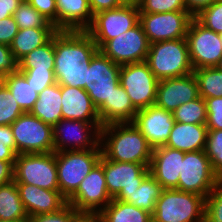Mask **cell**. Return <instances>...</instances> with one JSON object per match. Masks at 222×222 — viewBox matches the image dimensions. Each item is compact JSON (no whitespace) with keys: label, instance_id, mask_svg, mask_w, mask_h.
Returning <instances> with one entry per match:
<instances>
[{"label":"cell","instance_id":"cell-11","mask_svg":"<svg viewBox=\"0 0 222 222\" xmlns=\"http://www.w3.org/2000/svg\"><path fill=\"white\" fill-rule=\"evenodd\" d=\"M119 80L137 110L155 105L159 80L146 62L121 65Z\"/></svg>","mask_w":222,"mask_h":222},{"label":"cell","instance_id":"cell-32","mask_svg":"<svg viewBox=\"0 0 222 222\" xmlns=\"http://www.w3.org/2000/svg\"><path fill=\"white\" fill-rule=\"evenodd\" d=\"M199 89V96L222 97V70L217 67H203L193 70Z\"/></svg>","mask_w":222,"mask_h":222},{"label":"cell","instance_id":"cell-24","mask_svg":"<svg viewBox=\"0 0 222 222\" xmlns=\"http://www.w3.org/2000/svg\"><path fill=\"white\" fill-rule=\"evenodd\" d=\"M207 131L206 124L175 122L165 146L185 153L204 150Z\"/></svg>","mask_w":222,"mask_h":222},{"label":"cell","instance_id":"cell-41","mask_svg":"<svg viewBox=\"0 0 222 222\" xmlns=\"http://www.w3.org/2000/svg\"><path fill=\"white\" fill-rule=\"evenodd\" d=\"M195 18L206 28L222 33V0H217L203 9Z\"/></svg>","mask_w":222,"mask_h":222},{"label":"cell","instance_id":"cell-5","mask_svg":"<svg viewBox=\"0 0 222 222\" xmlns=\"http://www.w3.org/2000/svg\"><path fill=\"white\" fill-rule=\"evenodd\" d=\"M102 148L56 152L57 177L60 193L68 200L82 180L100 161Z\"/></svg>","mask_w":222,"mask_h":222},{"label":"cell","instance_id":"cell-30","mask_svg":"<svg viewBox=\"0 0 222 222\" xmlns=\"http://www.w3.org/2000/svg\"><path fill=\"white\" fill-rule=\"evenodd\" d=\"M163 191L162 186L149 173L140 186L124 201L153 214L155 204Z\"/></svg>","mask_w":222,"mask_h":222},{"label":"cell","instance_id":"cell-38","mask_svg":"<svg viewBox=\"0 0 222 222\" xmlns=\"http://www.w3.org/2000/svg\"><path fill=\"white\" fill-rule=\"evenodd\" d=\"M204 222H222V179L205 198Z\"/></svg>","mask_w":222,"mask_h":222},{"label":"cell","instance_id":"cell-47","mask_svg":"<svg viewBox=\"0 0 222 222\" xmlns=\"http://www.w3.org/2000/svg\"><path fill=\"white\" fill-rule=\"evenodd\" d=\"M186 11L192 16H197L203 9L207 8L217 0H184Z\"/></svg>","mask_w":222,"mask_h":222},{"label":"cell","instance_id":"cell-1","mask_svg":"<svg viewBox=\"0 0 222 222\" xmlns=\"http://www.w3.org/2000/svg\"><path fill=\"white\" fill-rule=\"evenodd\" d=\"M54 75L59 85L85 88L87 69L99 51L87 31L58 30L54 34Z\"/></svg>","mask_w":222,"mask_h":222},{"label":"cell","instance_id":"cell-22","mask_svg":"<svg viewBox=\"0 0 222 222\" xmlns=\"http://www.w3.org/2000/svg\"><path fill=\"white\" fill-rule=\"evenodd\" d=\"M62 119L101 122L97 108L82 88L61 85Z\"/></svg>","mask_w":222,"mask_h":222},{"label":"cell","instance_id":"cell-26","mask_svg":"<svg viewBox=\"0 0 222 222\" xmlns=\"http://www.w3.org/2000/svg\"><path fill=\"white\" fill-rule=\"evenodd\" d=\"M61 85L55 83L43 89L30 113L52 127L62 119Z\"/></svg>","mask_w":222,"mask_h":222},{"label":"cell","instance_id":"cell-7","mask_svg":"<svg viewBox=\"0 0 222 222\" xmlns=\"http://www.w3.org/2000/svg\"><path fill=\"white\" fill-rule=\"evenodd\" d=\"M112 199L107 191L102 154L100 161L82 180L67 203H70L84 217H96Z\"/></svg>","mask_w":222,"mask_h":222},{"label":"cell","instance_id":"cell-33","mask_svg":"<svg viewBox=\"0 0 222 222\" xmlns=\"http://www.w3.org/2000/svg\"><path fill=\"white\" fill-rule=\"evenodd\" d=\"M54 35L43 46L35 48L18 62V69H54Z\"/></svg>","mask_w":222,"mask_h":222},{"label":"cell","instance_id":"cell-49","mask_svg":"<svg viewBox=\"0 0 222 222\" xmlns=\"http://www.w3.org/2000/svg\"><path fill=\"white\" fill-rule=\"evenodd\" d=\"M14 162L0 160V186L13 181Z\"/></svg>","mask_w":222,"mask_h":222},{"label":"cell","instance_id":"cell-21","mask_svg":"<svg viewBox=\"0 0 222 222\" xmlns=\"http://www.w3.org/2000/svg\"><path fill=\"white\" fill-rule=\"evenodd\" d=\"M20 199L30 217L56 212L67 204L60 190H48L32 184L16 183Z\"/></svg>","mask_w":222,"mask_h":222},{"label":"cell","instance_id":"cell-29","mask_svg":"<svg viewBox=\"0 0 222 222\" xmlns=\"http://www.w3.org/2000/svg\"><path fill=\"white\" fill-rule=\"evenodd\" d=\"M0 219L20 222L29 221V216L20 199L14 180L0 186Z\"/></svg>","mask_w":222,"mask_h":222},{"label":"cell","instance_id":"cell-17","mask_svg":"<svg viewBox=\"0 0 222 222\" xmlns=\"http://www.w3.org/2000/svg\"><path fill=\"white\" fill-rule=\"evenodd\" d=\"M192 18L187 11L139 14V22L150 44L186 38Z\"/></svg>","mask_w":222,"mask_h":222},{"label":"cell","instance_id":"cell-50","mask_svg":"<svg viewBox=\"0 0 222 222\" xmlns=\"http://www.w3.org/2000/svg\"><path fill=\"white\" fill-rule=\"evenodd\" d=\"M22 1L24 0H0V19L13 16Z\"/></svg>","mask_w":222,"mask_h":222},{"label":"cell","instance_id":"cell-12","mask_svg":"<svg viewBox=\"0 0 222 222\" xmlns=\"http://www.w3.org/2000/svg\"><path fill=\"white\" fill-rule=\"evenodd\" d=\"M139 14V8L131 5L103 10L94 14L92 24L86 31L99 49L106 41L134 27L139 22Z\"/></svg>","mask_w":222,"mask_h":222},{"label":"cell","instance_id":"cell-40","mask_svg":"<svg viewBox=\"0 0 222 222\" xmlns=\"http://www.w3.org/2000/svg\"><path fill=\"white\" fill-rule=\"evenodd\" d=\"M26 78L38 94L45 88L57 83L54 75V69L36 70V69H18Z\"/></svg>","mask_w":222,"mask_h":222},{"label":"cell","instance_id":"cell-57","mask_svg":"<svg viewBox=\"0 0 222 222\" xmlns=\"http://www.w3.org/2000/svg\"><path fill=\"white\" fill-rule=\"evenodd\" d=\"M0 222H20V221L1 220V219H0Z\"/></svg>","mask_w":222,"mask_h":222},{"label":"cell","instance_id":"cell-10","mask_svg":"<svg viewBox=\"0 0 222 222\" xmlns=\"http://www.w3.org/2000/svg\"><path fill=\"white\" fill-rule=\"evenodd\" d=\"M219 179L204 150L184 152L178 190L195 193L206 198Z\"/></svg>","mask_w":222,"mask_h":222},{"label":"cell","instance_id":"cell-25","mask_svg":"<svg viewBox=\"0 0 222 222\" xmlns=\"http://www.w3.org/2000/svg\"><path fill=\"white\" fill-rule=\"evenodd\" d=\"M97 111L102 126L111 123L133 122L138 112L120 84L114 88L109 101H105Z\"/></svg>","mask_w":222,"mask_h":222},{"label":"cell","instance_id":"cell-9","mask_svg":"<svg viewBox=\"0 0 222 222\" xmlns=\"http://www.w3.org/2000/svg\"><path fill=\"white\" fill-rule=\"evenodd\" d=\"M101 122L60 119L53 127L54 151L95 149L100 144Z\"/></svg>","mask_w":222,"mask_h":222},{"label":"cell","instance_id":"cell-28","mask_svg":"<svg viewBox=\"0 0 222 222\" xmlns=\"http://www.w3.org/2000/svg\"><path fill=\"white\" fill-rule=\"evenodd\" d=\"M95 218L99 222H150L152 214L133 204L112 199Z\"/></svg>","mask_w":222,"mask_h":222},{"label":"cell","instance_id":"cell-52","mask_svg":"<svg viewBox=\"0 0 222 222\" xmlns=\"http://www.w3.org/2000/svg\"><path fill=\"white\" fill-rule=\"evenodd\" d=\"M0 142H15L11 125H0Z\"/></svg>","mask_w":222,"mask_h":222},{"label":"cell","instance_id":"cell-23","mask_svg":"<svg viewBox=\"0 0 222 222\" xmlns=\"http://www.w3.org/2000/svg\"><path fill=\"white\" fill-rule=\"evenodd\" d=\"M57 30L86 31L94 15L89 0H56Z\"/></svg>","mask_w":222,"mask_h":222},{"label":"cell","instance_id":"cell-27","mask_svg":"<svg viewBox=\"0 0 222 222\" xmlns=\"http://www.w3.org/2000/svg\"><path fill=\"white\" fill-rule=\"evenodd\" d=\"M56 27H37L19 29L14 36L10 49L15 59L19 62L25 55L35 48L46 44L57 32Z\"/></svg>","mask_w":222,"mask_h":222},{"label":"cell","instance_id":"cell-48","mask_svg":"<svg viewBox=\"0 0 222 222\" xmlns=\"http://www.w3.org/2000/svg\"><path fill=\"white\" fill-rule=\"evenodd\" d=\"M91 11L94 14L103 10L115 9L122 4L119 0H89Z\"/></svg>","mask_w":222,"mask_h":222},{"label":"cell","instance_id":"cell-18","mask_svg":"<svg viewBox=\"0 0 222 222\" xmlns=\"http://www.w3.org/2000/svg\"><path fill=\"white\" fill-rule=\"evenodd\" d=\"M133 123L146 138L149 145L155 149L165 146L175 120L171 111L151 105L138 110Z\"/></svg>","mask_w":222,"mask_h":222},{"label":"cell","instance_id":"cell-55","mask_svg":"<svg viewBox=\"0 0 222 222\" xmlns=\"http://www.w3.org/2000/svg\"><path fill=\"white\" fill-rule=\"evenodd\" d=\"M80 222H99L95 217H84Z\"/></svg>","mask_w":222,"mask_h":222},{"label":"cell","instance_id":"cell-56","mask_svg":"<svg viewBox=\"0 0 222 222\" xmlns=\"http://www.w3.org/2000/svg\"><path fill=\"white\" fill-rule=\"evenodd\" d=\"M216 67L222 70V58L220 59V62Z\"/></svg>","mask_w":222,"mask_h":222},{"label":"cell","instance_id":"cell-37","mask_svg":"<svg viewBox=\"0 0 222 222\" xmlns=\"http://www.w3.org/2000/svg\"><path fill=\"white\" fill-rule=\"evenodd\" d=\"M24 111L6 86L0 89V125H11Z\"/></svg>","mask_w":222,"mask_h":222},{"label":"cell","instance_id":"cell-42","mask_svg":"<svg viewBox=\"0 0 222 222\" xmlns=\"http://www.w3.org/2000/svg\"><path fill=\"white\" fill-rule=\"evenodd\" d=\"M138 8L140 13L186 11L184 0H141Z\"/></svg>","mask_w":222,"mask_h":222},{"label":"cell","instance_id":"cell-13","mask_svg":"<svg viewBox=\"0 0 222 222\" xmlns=\"http://www.w3.org/2000/svg\"><path fill=\"white\" fill-rule=\"evenodd\" d=\"M149 40L138 22L128 31L106 41L98 50L118 65L145 62Z\"/></svg>","mask_w":222,"mask_h":222},{"label":"cell","instance_id":"cell-51","mask_svg":"<svg viewBox=\"0 0 222 222\" xmlns=\"http://www.w3.org/2000/svg\"><path fill=\"white\" fill-rule=\"evenodd\" d=\"M16 156L15 142H0V160L15 161Z\"/></svg>","mask_w":222,"mask_h":222},{"label":"cell","instance_id":"cell-54","mask_svg":"<svg viewBox=\"0 0 222 222\" xmlns=\"http://www.w3.org/2000/svg\"><path fill=\"white\" fill-rule=\"evenodd\" d=\"M5 81H6V75L0 73V89L5 86Z\"/></svg>","mask_w":222,"mask_h":222},{"label":"cell","instance_id":"cell-6","mask_svg":"<svg viewBox=\"0 0 222 222\" xmlns=\"http://www.w3.org/2000/svg\"><path fill=\"white\" fill-rule=\"evenodd\" d=\"M13 180L48 190H60L56 152L18 154L14 162Z\"/></svg>","mask_w":222,"mask_h":222},{"label":"cell","instance_id":"cell-34","mask_svg":"<svg viewBox=\"0 0 222 222\" xmlns=\"http://www.w3.org/2000/svg\"><path fill=\"white\" fill-rule=\"evenodd\" d=\"M175 122L190 124H206L207 111L205 100L198 97L188 103L181 104L173 112Z\"/></svg>","mask_w":222,"mask_h":222},{"label":"cell","instance_id":"cell-19","mask_svg":"<svg viewBox=\"0 0 222 222\" xmlns=\"http://www.w3.org/2000/svg\"><path fill=\"white\" fill-rule=\"evenodd\" d=\"M199 97L196 77L193 73L185 76L160 80L157 85L155 105L173 112L181 104Z\"/></svg>","mask_w":222,"mask_h":222},{"label":"cell","instance_id":"cell-2","mask_svg":"<svg viewBox=\"0 0 222 222\" xmlns=\"http://www.w3.org/2000/svg\"><path fill=\"white\" fill-rule=\"evenodd\" d=\"M100 145L108 160L150 166L153 148L133 122L103 125Z\"/></svg>","mask_w":222,"mask_h":222},{"label":"cell","instance_id":"cell-35","mask_svg":"<svg viewBox=\"0 0 222 222\" xmlns=\"http://www.w3.org/2000/svg\"><path fill=\"white\" fill-rule=\"evenodd\" d=\"M19 29L55 27L49 20L34 9L26 0L22 1L13 14Z\"/></svg>","mask_w":222,"mask_h":222},{"label":"cell","instance_id":"cell-36","mask_svg":"<svg viewBox=\"0 0 222 222\" xmlns=\"http://www.w3.org/2000/svg\"><path fill=\"white\" fill-rule=\"evenodd\" d=\"M204 151L214 173L222 179V130L208 129Z\"/></svg>","mask_w":222,"mask_h":222},{"label":"cell","instance_id":"cell-15","mask_svg":"<svg viewBox=\"0 0 222 222\" xmlns=\"http://www.w3.org/2000/svg\"><path fill=\"white\" fill-rule=\"evenodd\" d=\"M103 172L109 195L125 201L150 173V168L144 164L111 161L103 155Z\"/></svg>","mask_w":222,"mask_h":222},{"label":"cell","instance_id":"cell-46","mask_svg":"<svg viewBox=\"0 0 222 222\" xmlns=\"http://www.w3.org/2000/svg\"><path fill=\"white\" fill-rule=\"evenodd\" d=\"M19 28L13 16L0 19V44L10 46Z\"/></svg>","mask_w":222,"mask_h":222},{"label":"cell","instance_id":"cell-14","mask_svg":"<svg viewBox=\"0 0 222 222\" xmlns=\"http://www.w3.org/2000/svg\"><path fill=\"white\" fill-rule=\"evenodd\" d=\"M186 39L193 69L216 67L222 58L220 34L203 26L195 17L189 23Z\"/></svg>","mask_w":222,"mask_h":222},{"label":"cell","instance_id":"cell-43","mask_svg":"<svg viewBox=\"0 0 222 222\" xmlns=\"http://www.w3.org/2000/svg\"><path fill=\"white\" fill-rule=\"evenodd\" d=\"M207 129L222 130V97L206 98Z\"/></svg>","mask_w":222,"mask_h":222},{"label":"cell","instance_id":"cell-3","mask_svg":"<svg viewBox=\"0 0 222 222\" xmlns=\"http://www.w3.org/2000/svg\"><path fill=\"white\" fill-rule=\"evenodd\" d=\"M160 81L193 73L186 38L150 44L145 61Z\"/></svg>","mask_w":222,"mask_h":222},{"label":"cell","instance_id":"cell-8","mask_svg":"<svg viewBox=\"0 0 222 222\" xmlns=\"http://www.w3.org/2000/svg\"><path fill=\"white\" fill-rule=\"evenodd\" d=\"M16 154L50 153L54 151L52 126L30 112H24L12 124Z\"/></svg>","mask_w":222,"mask_h":222},{"label":"cell","instance_id":"cell-16","mask_svg":"<svg viewBox=\"0 0 222 222\" xmlns=\"http://www.w3.org/2000/svg\"><path fill=\"white\" fill-rule=\"evenodd\" d=\"M121 65L98 51L91 59L87 69V82L84 90L98 109L105 101H109L114 88L120 84Z\"/></svg>","mask_w":222,"mask_h":222},{"label":"cell","instance_id":"cell-20","mask_svg":"<svg viewBox=\"0 0 222 222\" xmlns=\"http://www.w3.org/2000/svg\"><path fill=\"white\" fill-rule=\"evenodd\" d=\"M184 152L167 146L153 149L150 174L163 189H177Z\"/></svg>","mask_w":222,"mask_h":222},{"label":"cell","instance_id":"cell-39","mask_svg":"<svg viewBox=\"0 0 222 222\" xmlns=\"http://www.w3.org/2000/svg\"><path fill=\"white\" fill-rule=\"evenodd\" d=\"M84 216L70 203L56 212L38 214L29 218L28 222H80Z\"/></svg>","mask_w":222,"mask_h":222},{"label":"cell","instance_id":"cell-31","mask_svg":"<svg viewBox=\"0 0 222 222\" xmlns=\"http://www.w3.org/2000/svg\"><path fill=\"white\" fill-rule=\"evenodd\" d=\"M5 86L14 96L16 102L24 112H30L39 94L29 85L26 78L19 72L10 73L6 76Z\"/></svg>","mask_w":222,"mask_h":222},{"label":"cell","instance_id":"cell-45","mask_svg":"<svg viewBox=\"0 0 222 222\" xmlns=\"http://www.w3.org/2000/svg\"><path fill=\"white\" fill-rule=\"evenodd\" d=\"M18 71V61L15 59L10 46L0 44V73L6 76Z\"/></svg>","mask_w":222,"mask_h":222},{"label":"cell","instance_id":"cell-53","mask_svg":"<svg viewBox=\"0 0 222 222\" xmlns=\"http://www.w3.org/2000/svg\"><path fill=\"white\" fill-rule=\"evenodd\" d=\"M122 5L139 6L141 0H119Z\"/></svg>","mask_w":222,"mask_h":222},{"label":"cell","instance_id":"cell-58","mask_svg":"<svg viewBox=\"0 0 222 222\" xmlns=\"http://www.w3.org/2000/svg\"><path fill=\"white\" fill-rule=\"evenodd\" d=\"M150 222H158V221H156V220H154V219L152 218Z\"/></svg>","mask_w":222,"mask_h":222},{"label":"cell","instance_id":"cell-44","mask_svg":"<svg viewBox=\"0 0 222 222\" xmlns=\"http://www.w3.org/2000/svg\"><path fill=\"white\" fill-rule=\"evenodd\" d=\"M26 1L57 28L56 0H26Z\"/></svg>","mask_w":222,"mask_h":222},{"label":"cell","instance_id":"cell-4","mask_svg":"<svg viewBox=\"0 0 222 222\" xmlns=\"http://www.w3.org/2000/svg\"><path fill=\"white\" fill-rule=\"evenodd\" d=\"M205 198L201 195L163 189L152 218L158 222H204Z\"/></svg>","mask_w":222,"mask_h":222}]
</instances>
